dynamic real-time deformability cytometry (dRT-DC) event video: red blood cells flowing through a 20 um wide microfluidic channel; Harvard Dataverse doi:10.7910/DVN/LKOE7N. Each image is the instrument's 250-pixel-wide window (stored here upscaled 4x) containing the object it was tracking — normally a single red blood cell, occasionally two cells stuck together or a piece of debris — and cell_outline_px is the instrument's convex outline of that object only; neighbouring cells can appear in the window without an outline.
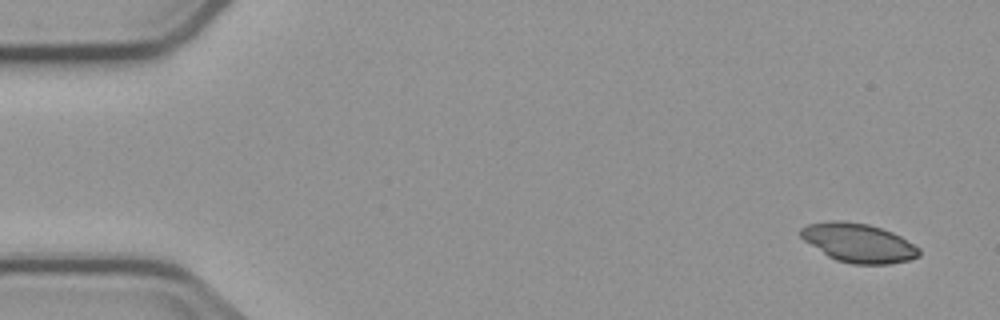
{"species": "common noctule bat (a hibernating species)", "species_latin": "Nyctalus noctula", "temperature_condition": "cold", "stored_images_in_passage": 4, "camera_frame_rate_fps": 3000, "um_per_image_px": 0.085, "animal": {"sex": "male", "body_mass_g": 23.1, "forearm_length_mm": 52.7}, "frame": {"image": 1, "passage_image": 1, "time_ms": 0.0, "image_size_px": [1000, 320], "cell_outline_px": [[920, 256], [908, 260], [888, 264], [852, 264], [836, 260], [828, 256], [804, 240], [800, 236], [800, 228], [808, 224], [832, 220], [840, 220], [868, 224], [892, 232], [900, 236], [920, 248]], "centroid_in_image_um": [72.97, 20.64], "position_along_channel_um": 12.0, "area_um2": 26.76}}